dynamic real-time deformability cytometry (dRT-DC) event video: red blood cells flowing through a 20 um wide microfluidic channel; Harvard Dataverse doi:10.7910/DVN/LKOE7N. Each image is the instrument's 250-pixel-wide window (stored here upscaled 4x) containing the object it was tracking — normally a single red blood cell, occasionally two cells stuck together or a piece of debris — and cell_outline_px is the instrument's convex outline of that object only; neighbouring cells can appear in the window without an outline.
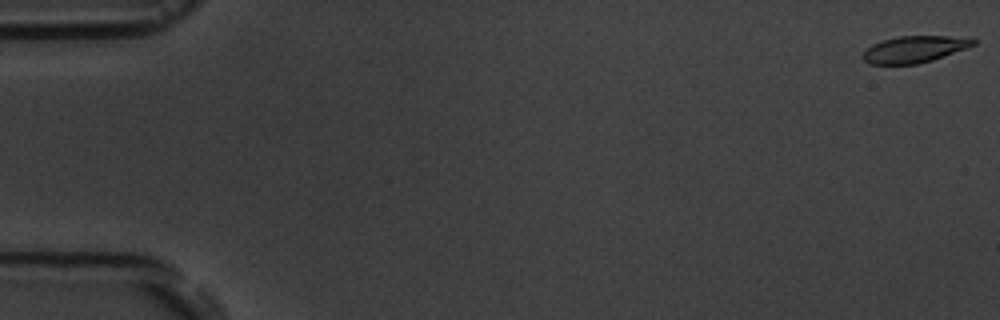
{"species": "common noctule bat (a hibernating species)", "species_latin": "Nyctalus noctula", "temperature_condition": "room temperature", "stored_images_in_passage": 4, "camera_frame_rate_fps": 3000, "um_per_image_px": 0.085, "animal": {"sex": "male", "body_mass_g": 19.5, "forearm_length_mm": 54.6}, "frame": {"image": 1, "passage_image": 1, "time_ms": 0.0, "image_size_px": [1000, 320], "cell_outline_px": [[976, 44], [968, 48], [932, 60], [916, 64], [868, 64], [860, 56], [872, 44], [884, 40], [900, 36], [948, 36], [976, 40]], "centroid_in_image_um": [77.7, 4.2], "position_along_channel_um": 7.3, "area_um2": 16.99}}